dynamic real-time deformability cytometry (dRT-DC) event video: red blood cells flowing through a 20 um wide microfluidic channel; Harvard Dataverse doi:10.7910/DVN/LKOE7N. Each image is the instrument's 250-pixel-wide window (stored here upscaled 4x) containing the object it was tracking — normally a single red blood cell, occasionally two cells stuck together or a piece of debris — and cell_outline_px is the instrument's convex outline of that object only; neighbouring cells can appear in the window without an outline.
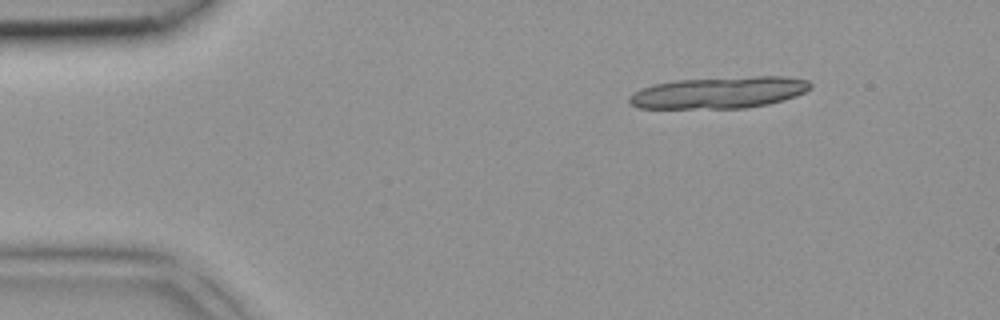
{"species": "common noctule bat (a hibernating species)", "species_latin": "Nyctalus noctula", "temperature_condition": "room temperature", "stored_images_in_passage": 4, "segment_of_instrument_passage": [2, 2], "camera_frame_rate_fps": 3000, "um_per_image_px": 0.085, "animal": {"sex": "female", "body_mass_g": 18.4}, "frame": {"image": 1, "passage_image": 4, "time_ms": 1.0, "image_size_px": [1000, 320], "cell_outline_px": [[812, 88], [796, 96], [784, 100], [768, 104], [748, 108], [636, 108], [628, 104], [628, 96], [644, 88], [656, 84], [676, 80], [752, 76], [784, 76], [808, 80], [812, 84]], "centroid_in_image_um": [61.16, 7.87], "position_along_channel_um": 23.8, "area_um2": 33.52}}